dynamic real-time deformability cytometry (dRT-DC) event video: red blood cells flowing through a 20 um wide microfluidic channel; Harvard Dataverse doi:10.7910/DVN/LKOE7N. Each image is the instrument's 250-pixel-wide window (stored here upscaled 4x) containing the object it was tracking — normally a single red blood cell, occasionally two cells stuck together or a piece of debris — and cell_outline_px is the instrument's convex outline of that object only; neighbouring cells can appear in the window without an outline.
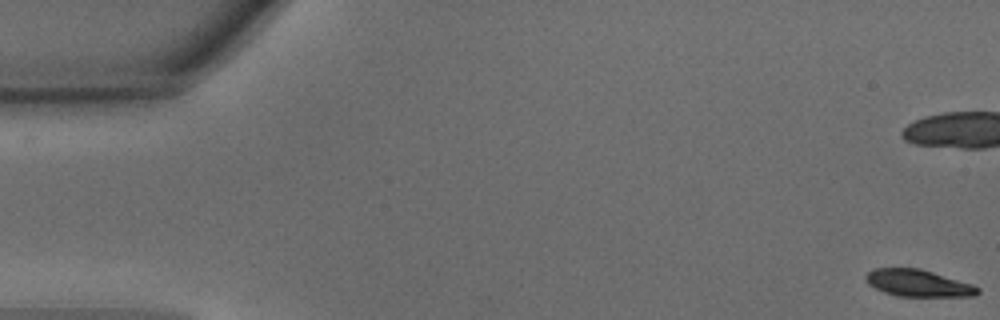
{"species": "common noctule bat (a hibernating species)", "species_latin": "Nyctalus noctula", "temperature_condition": "warm", "stored_images_in_passage": 48, "camera_frame_rate_fps": 3000, "um_per_image_px": 0.085, "animal": {"sex": "male", "body_mass_g": 15.6}, "frame": {"image": 1, "passage_image": 1, "time_ms": 0.0, "image_size_px": [1000, 320], "cell_outline_px": [[980, 292], [976, 296], [896, 296], [884, 292], [868, 284], [864, 280], [864, 276], [872, 268], [920, 268], [972, 284], [980, 288]], "centroid_in_image_um": [78.02, 24.06], "position_along_channel_um": 7.0, "area_um2": 17.63}, "authors_computed_cell_mechanics": {"area_um2": 19.4497, "velocity_mm_per_s": 4.3572, "shape_relaxation_time_tau1_ms": 1.9659, "shape_relaxation_time_tau2_ms": null, "deformation_change_tau1": 0.1127, "deformation_change_tau2": null}}